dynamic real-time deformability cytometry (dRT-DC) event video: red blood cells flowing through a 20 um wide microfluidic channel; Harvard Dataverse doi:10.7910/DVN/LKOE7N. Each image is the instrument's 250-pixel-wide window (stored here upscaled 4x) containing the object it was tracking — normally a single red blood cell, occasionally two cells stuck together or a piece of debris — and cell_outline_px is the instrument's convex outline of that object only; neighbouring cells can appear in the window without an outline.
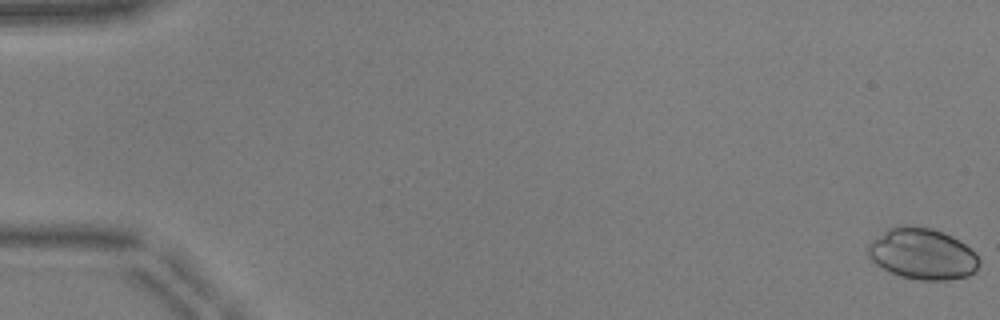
{"species": "common noctule bat (a hibernating species)", "species_latin": "Nyctalus noctula", "temperature_condition": "warm", "stored_images_in_passage": 53, "camera_frame_rate_fps": 3000, "um_per_image_px": 0.085, "animal": {"sex": "male", "body_mass_g": 17.9, "forearm_length_mm": 54.2}, "frame": {"image": 1, "passage_image": 1, "time_ms": 0.0, "image_size_px": [1000, 320], "cell_outline_px": [[980, 264], [976, 272], [968, 276], [948, 280], [916, 280], [900, 276], [876, 264], [868, 256], [868, 244], [872, 240], [888, 228], [900, 224], [904, 224], [932, 228], [944, 232], [952, 236], [976, 252], [980, 260]], "centroid_in_image_um": [78.43, 21.57], "position_along_channel_um": 6.6, "area_um2": 33.47}}
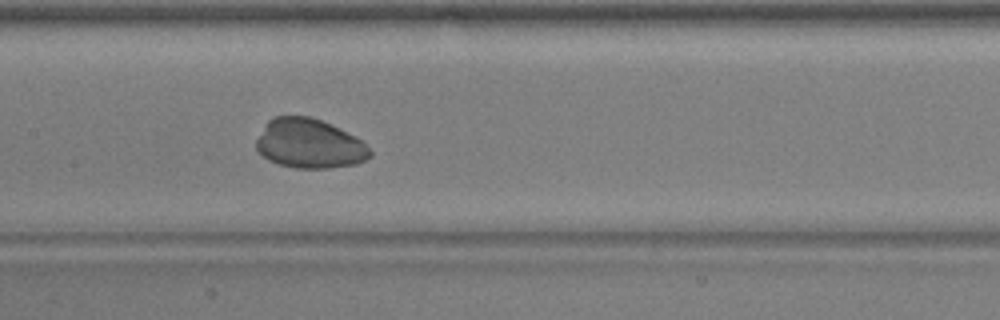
{"frame": {"image": 2, "passage_image": 27, "time_ms": 8.667, "image_size_px": [1000, 320], "cell_outline_px": [[372, 156], [356, 164], [328, 168], [296, 168], [280, 164], [268, 160], [256, 148], [256, 140], [268, 120], [272, 116], [308, 116], [320, 120], [360, 140], [372, 152]], "centroid_in_image_um": [26.26, 12.22], "position_along_channel_um": 181.1, "area_um2": 32.19}}
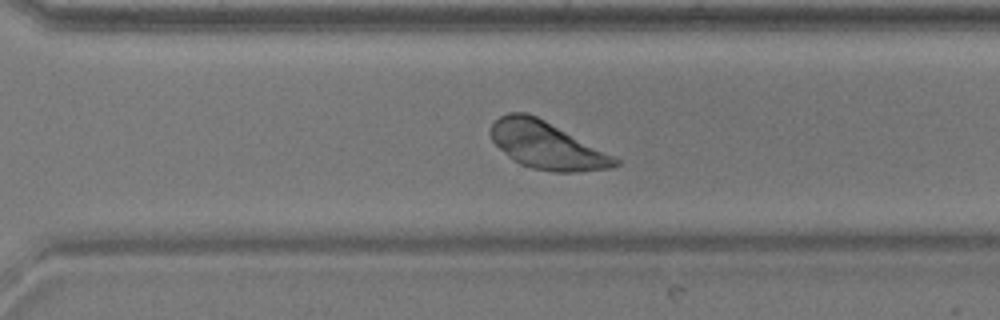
{"frame": {"image": 3, "passage_image": 38, "time_ms": 12.333, "image_size_px": [1000, 320], "cell_outline_px": [[620, 164], [612, 168], [576, 172], [552, 172], [532, 168], [520, 164], [512, 160], [492, 140], [488, 132], [492, 124], [500, 116], [508, 112], [528, 112], [544, 120], [620, 160]], "centroid_in_image_um": [46.42, 12.36], "position_along_channel_um": 324.2, "area_um2": 33.87}}